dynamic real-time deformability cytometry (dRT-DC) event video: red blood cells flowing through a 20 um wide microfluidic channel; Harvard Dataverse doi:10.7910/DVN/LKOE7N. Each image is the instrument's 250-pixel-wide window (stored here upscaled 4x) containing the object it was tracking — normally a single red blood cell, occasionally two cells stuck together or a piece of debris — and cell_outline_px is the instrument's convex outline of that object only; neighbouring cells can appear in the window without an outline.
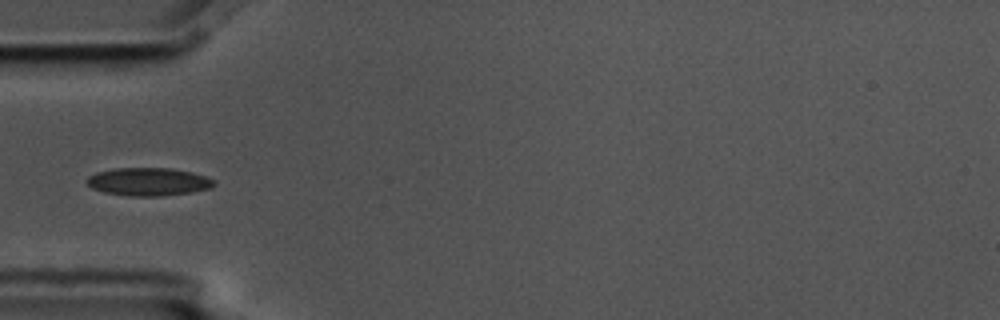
{"species": "common noctule bat (a hibernating species)", "species_latin": "Nyctalus noctula", "temperature_condition": "cold", "stored_images_in_passage": 7, "camera_frame_rate_fps": 3000, "um_per_image_px": 0.085, "animal": {"sex": "male", "body_mass_g": 17.5, "forearm_length_mm": 52.3}, "frame": {"image": 1, "passage_image": 5, "time_ms": 1.333, "image_size_px": [1000, 320], "cell_outline_px": [[216, 184], [212, 188], [192, 192], [160, 196], [132, 196], [104, 192], [92, 188], [88, 184], [88, 176], [96, 172], [116, 168], [172, 168], [192, 172], [216, 180]], "centroid_in_image_um": [12.66, 15.44], "position_along_channel_um": 72.3, "area_um2": 20.75}}